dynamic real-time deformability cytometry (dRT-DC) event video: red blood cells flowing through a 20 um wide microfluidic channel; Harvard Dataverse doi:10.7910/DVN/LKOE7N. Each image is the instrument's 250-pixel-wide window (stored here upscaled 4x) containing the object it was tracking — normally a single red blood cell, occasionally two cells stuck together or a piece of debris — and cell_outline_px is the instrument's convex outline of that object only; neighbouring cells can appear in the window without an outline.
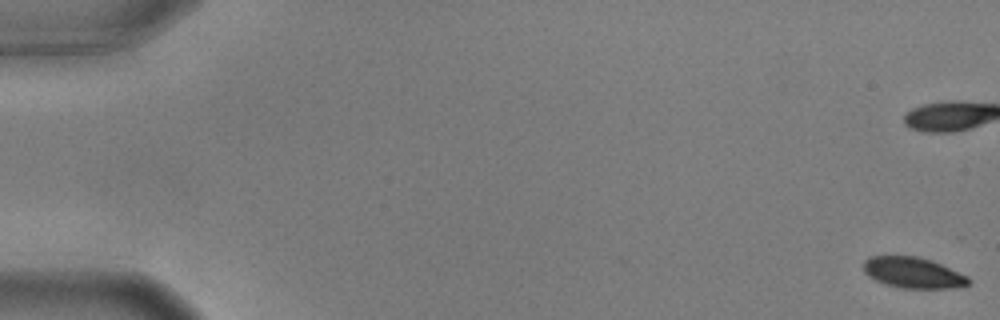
{"species": "common noctule bat (a hibernating species)", "species_latin": "Nyctalus noctula", "temperature_condition": "warm", "stored_images_in_passage": 58, "camera_frame_rate_fps": 3000, "um_per_image_px": 0.085, "animal": {"sex": "male", "body_mass_g": 17.9, "forearm_length_mm": 54.2}, "frame": {"image": 1, "passage_image": 1, "time_ms": 0.0, "image_size_px": [1000, 320], "cell_outline_px": [[972, 280], [968, 284], [956, 288], [900, 288], [884, 284], [868, 276], [864, 272], [864, 260], [868, 256], [916, 256], [932, 260], [968, 276]], "centroid_in_image_um": [77.61, 23.18], "position_along_channel_um": 7.4, "area_um2": 19.02}}
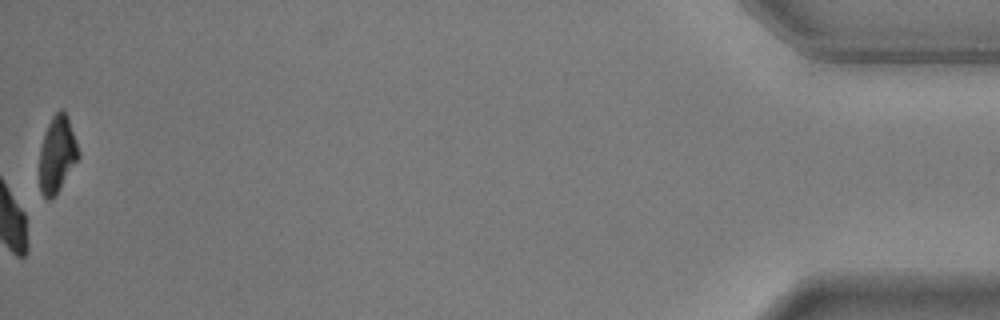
{"frame": {"image": 2, "passage_image": 58, "time_ms": 19.0, "image_size_px": [1000, 320], "cell_outline_px": [[80, 156], [60, 188], [48, 200], [40, 192], [40, 148], [44, 132], [52, 116], [60, 108], [64, 108], [68, 116], [80, 152]], "centroid_in_image_um": [4.87, 13.05], "position_along_channel_um": 430.3, "area_um2": 17.34}, "authors_computed_cell_mechanics": {"area_um2": 21.3571, "velocity_mm_per_s": 3.5961, "shape_relaxation_time_tau1_ms": 3.411, "shape_relaxation_time_tau2_ms": null, "deformation_change_tau1": 0.1553, "deformation_change_tau2": null}}